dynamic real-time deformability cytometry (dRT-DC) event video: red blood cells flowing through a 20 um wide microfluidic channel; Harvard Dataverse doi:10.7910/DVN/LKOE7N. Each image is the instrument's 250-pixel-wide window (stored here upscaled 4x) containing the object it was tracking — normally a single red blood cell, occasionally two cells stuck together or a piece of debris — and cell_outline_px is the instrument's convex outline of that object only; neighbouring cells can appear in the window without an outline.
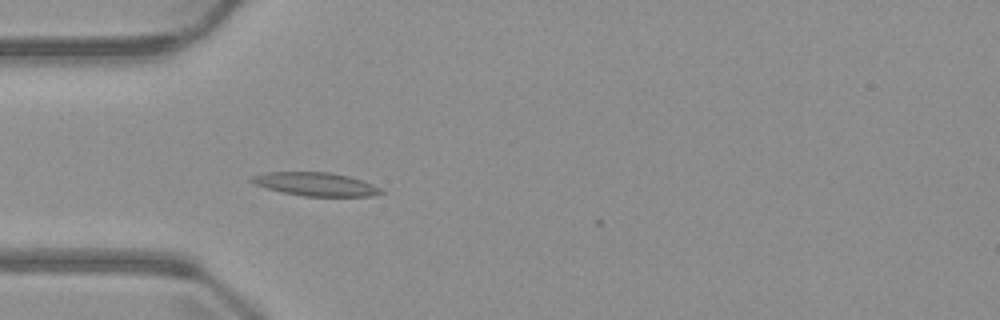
{"species": "common noctule bat (a hibernating species)", "species_latin": "Nyctalus noctula", "temperature_condition": "warm", "stored_images_in_passage": 1, "camera_frame_rate_fps": 3000, "um_per_image_px": 0.085, "animal": {"sex": "male", "body_mass_g": 23.1, "forearm_length_mm": 52.7}, "frame": {"image": 1, "passage_image": 1, "time_ms": 0.0, "image_size_px": [1000, 320], "cell_outline_px": [[384, 192], [372, 196], [304, 196], [284, 192], [268, 188], [256, 184], [248, 180], [252, 176], [264, 172], [328, 172], [348, 176], [364, 180], [380, 188]], "centroid_in_image_um": [26.84, 15.65], "position_along_channel_um": 58.2, "area_um2": 17.51}}